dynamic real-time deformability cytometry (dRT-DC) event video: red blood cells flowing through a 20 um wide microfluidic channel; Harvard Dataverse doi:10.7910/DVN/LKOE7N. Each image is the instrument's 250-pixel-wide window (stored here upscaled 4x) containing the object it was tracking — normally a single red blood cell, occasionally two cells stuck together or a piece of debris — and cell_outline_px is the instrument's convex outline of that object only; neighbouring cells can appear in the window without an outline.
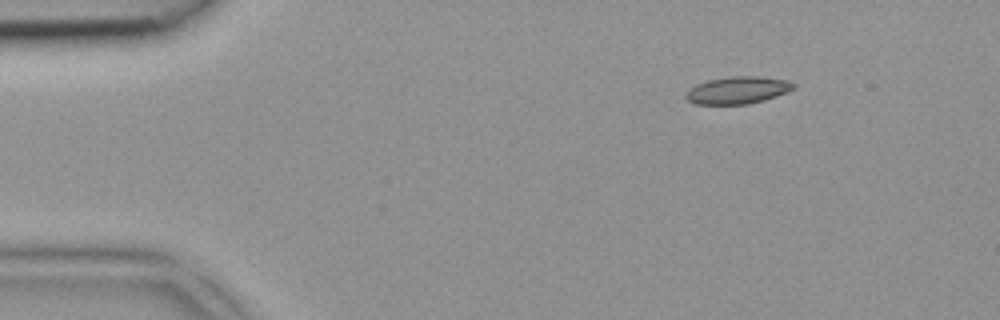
{"species": "common noctule bat (a hibernating species)", "species_latin": "Nyctalus noctula", "temperature_condition": "room temperature", "stored_images_in_passage": 4, "camera_frame_rate_fps": 3000, "um_per_image_px": 0.085, "animal": {"sex": "female", "body_mass_g": 18.4}, "frame": {"image": 1, "passage_image": 2, "time_ms": 0.333, "image_size_px": [1000, 320], "cell_outline_px": [[796, 84], [792, 88], [776, 96], [764, 100], [748, 104], [696, 104], [688, 100], [684, 96], [696, 84], [708, 80], [732, 76], [760, 76], [788, 80]], "centroid_in_image_um": [62.7, 7.66], "position_along_channel_um": 22.3, "area_um2": 16.88}}
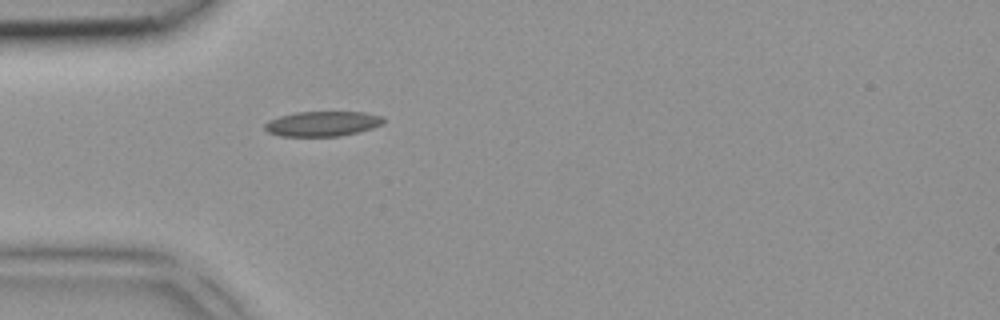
{"frame": {"image": 2, "passage_image": 4, "time_ms": 1.0, "image_size_px": [1000, 320], "cell_outline_px": [[384, 124], [372, 128], [340, 136], [280, 136], [268, 132], [264, 128], [264, 124], [268, 120], [280, 116], [296, 112], [364, 112], [384, 116]], "centroid_in_image_um": [27.41, 10.51], "position_along_channel_um": 57.6, "area_um2": 17.34}}